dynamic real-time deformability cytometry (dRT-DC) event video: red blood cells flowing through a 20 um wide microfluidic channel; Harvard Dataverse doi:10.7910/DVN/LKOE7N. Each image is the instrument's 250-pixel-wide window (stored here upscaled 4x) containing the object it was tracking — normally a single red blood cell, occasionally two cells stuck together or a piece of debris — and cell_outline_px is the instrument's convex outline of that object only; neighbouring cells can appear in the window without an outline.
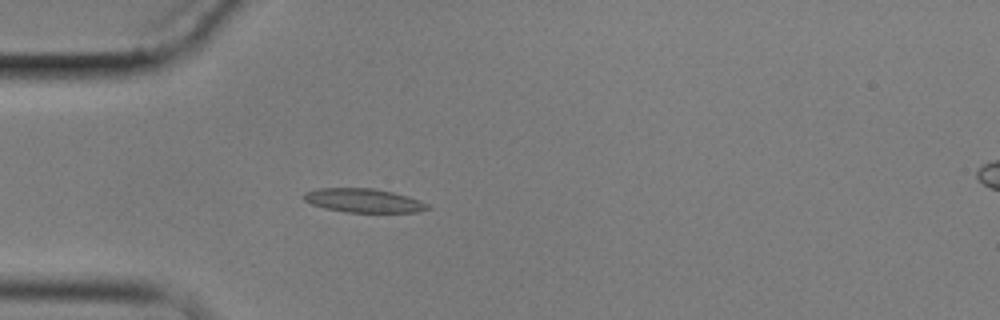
{"species": "common noctule bat (a hibernating species)", "species_latin": "Nyctalus noctula", "temperature_condition": "cold", "stored_images_in_passage": 5, "camera_frame_rate_fps": 3000, "um_per_image_px": 0.085, "animal": {"sex": "male", "body_mass_g": 17.9}, "frame": {"image": 1, "passage_image": 5, "time_ms": 4.667, "image_size_px": [1000, 320], "cell_outline_px": [[432, 208], [420, 212], [344, 212], [324, 208], [312, 204], [304, 200], [300, 196], [304, 192], [320, 188], [372, 188], [392, 192], [408, 196], [428, 204]], "centroid_in_image_um": [30.88, 17.05], "position_along_channel_um": 54.1, "area_um2": 17.28}}